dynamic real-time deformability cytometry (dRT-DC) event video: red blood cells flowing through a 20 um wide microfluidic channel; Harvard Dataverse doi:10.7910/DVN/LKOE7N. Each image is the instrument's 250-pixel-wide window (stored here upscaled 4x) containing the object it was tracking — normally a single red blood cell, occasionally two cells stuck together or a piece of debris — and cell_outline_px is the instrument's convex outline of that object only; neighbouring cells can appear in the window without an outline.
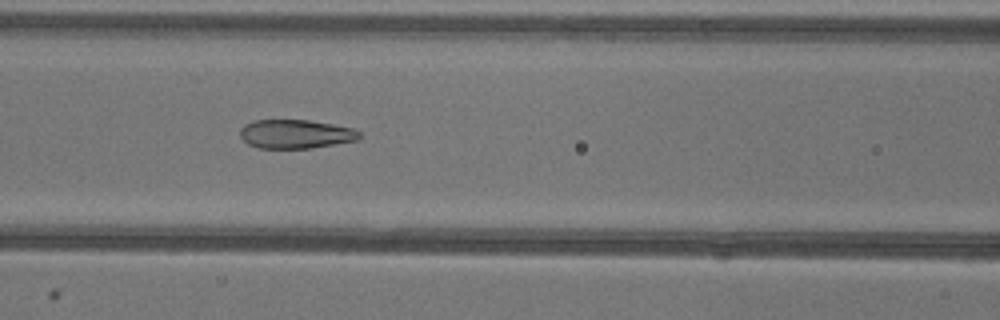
{"species": "common noctule bat (a hibernating species)", "species_latin": "Nyctalus noctula", "temperature_condition": "warm", "stored_images_in_passage": 52, "camera_frame_rate_fps": 3000, "um_per_image_px": 0.085, "animal": {"sex": "female"}, "frame": {"image": 1, "passage_image": 22, "time_ms": 7.0, "image_size_px": [1000, 320], "cell_outline_px": [[360, 136], [356, 140], [312, 148], [260, 148], [248, 144], [240, 136], [240, 128], [244, 124], [252, 120], [308, 120], [332, 124], [352, 128], [360, 132]], "centroid_in_image_um": [25.09, 11.38], "position_along_channel_um": 141.5, "area_um2": 20.0}}
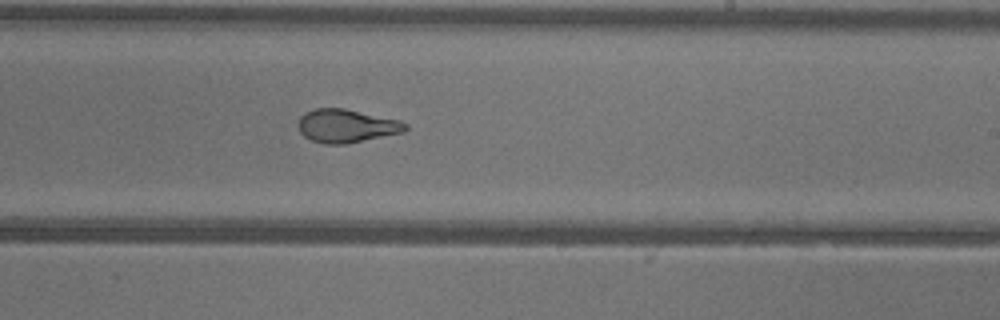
{"frame": {"image": 2, "passage_image": 31, "time_ms": 10.0, "image_size_px": [1000, 320], "cell_outline_px": [[408, 128], [404, 132], [344, 144], [324, 144], [312, 140], [304, 136], [300, 132], [300, 116], [304, 112], [316, 108], [344, 108], [400, 120], [408, 124]], "centroid_in_image_um": [29.47, 10.69], "position_along_channel_um": 259.5, "area_um2": 20.69}}
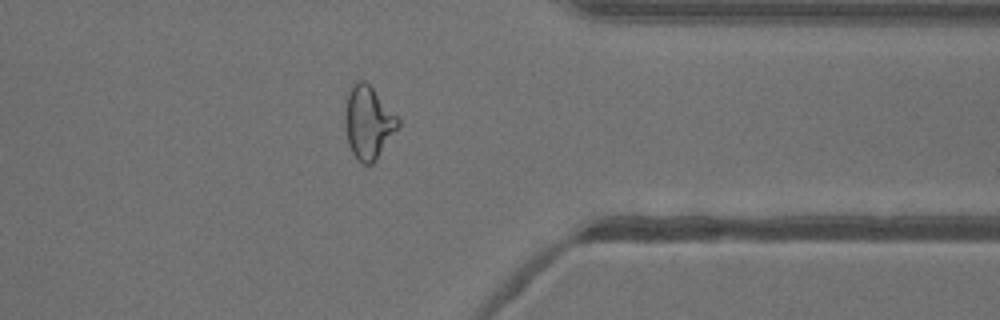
{"frame": {"image": 3, "passage_image": 41, "time_ms": 13.333, "image_size_px": [1000, 320], "cell_outline_px": [[400, 128], [376, 160], [372, 164], [364, 164], [356, 160], [348, 144], [344, 124], [344, 112], [348, 92], [360, 80], [364, 80], [372, 88], [400, 120]], "centroid_in_image_um": [31.31, 10.47], "position_along_channel_um": 380.1, "area_um2": 22.54}, "authors_computed_cell_mechanics": {"area_um2": 23.5246, "velocity_mm_per_s": 3.9427, "shape_relaxation_time_tau1_ms": 7.8147, "shape_relaxation_time_tau2_ms": 1.2645, "deformation_change_tau1": 0.2171, "deformation_change_tau2": 0.0812}}